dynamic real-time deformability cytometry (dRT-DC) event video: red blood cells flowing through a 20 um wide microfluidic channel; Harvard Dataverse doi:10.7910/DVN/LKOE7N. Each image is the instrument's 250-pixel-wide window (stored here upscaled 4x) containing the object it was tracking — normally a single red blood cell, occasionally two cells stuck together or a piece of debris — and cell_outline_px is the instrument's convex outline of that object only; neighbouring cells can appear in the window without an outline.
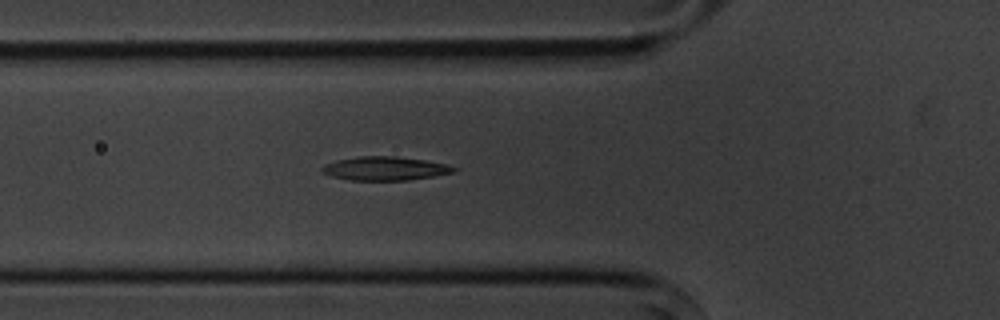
{"species": "common noctule bat (a hibernating species)", "species_latin": "Nyctalus noctula", "temperature_condition": "cold", "stored_images_in_passage": 5, "camera_frame_rate_fps": 3000, "um_per_image_px": 0.085, "animal": {"sex": "male", "body_mass_g": 20.1, "forearm_length_mm": 53.5}, "frame": {"image": 1, "passage_image": 5, "time_ms": 4.667, "image_size_px": [1000, 320], "cell_outline_px": [[456, 172], [408, 180], [348, 180], [332, 176], [320, 172], [320, 168], [324, 164], [336, 160], [360, 156], [396, 156], [424, 160], [448, 164], [456, 168]], "centroid_in_image_um": [32.69, 14.32], "position_along_channel_um": 93.1, "area_um2": 18.26}}